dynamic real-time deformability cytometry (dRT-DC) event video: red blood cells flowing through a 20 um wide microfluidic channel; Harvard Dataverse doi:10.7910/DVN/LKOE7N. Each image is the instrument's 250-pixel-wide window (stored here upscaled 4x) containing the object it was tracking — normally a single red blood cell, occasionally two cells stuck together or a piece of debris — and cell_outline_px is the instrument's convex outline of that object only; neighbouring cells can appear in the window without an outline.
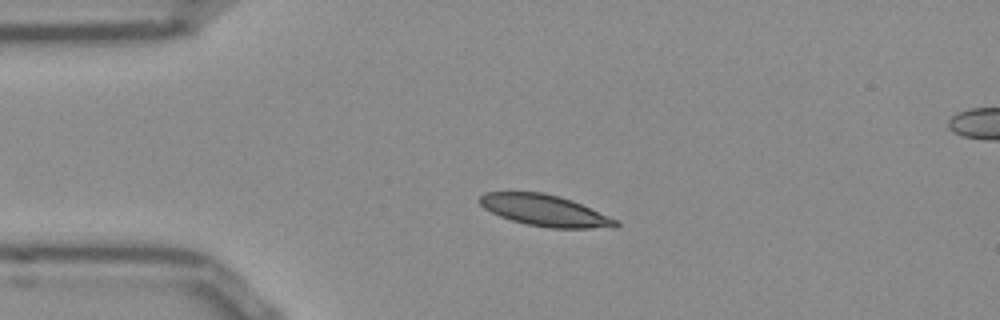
{"species": "Egyptian fruit bat (a non-hibernating species)", "species_latin": "Rousettus aegyptiacus", "temperature_condition": "room temperature", "stored_images_in_passage": 43, "segment_of_instrument_passage": [1, 2], "camera_frame_rate_fps": 3000, "um_per_image_px": 0.085, "frame": {"image": 1, "passage_image": 1, "time_ms": 0.0, "image_size_px": [1000, 320], "cell_outline_px": [[620, 224], [616, 228], [552, 228], [528, 224], [512, 220], [500, 216], [484, 208], [476, 200], [484, 192], [544, 192], [560, 196], [572, 200], [616, 220]], "centroid_in_image_um": [46.28, 17.88], "position_along_channel_um": 38.7, "area_um2": 24.68}}
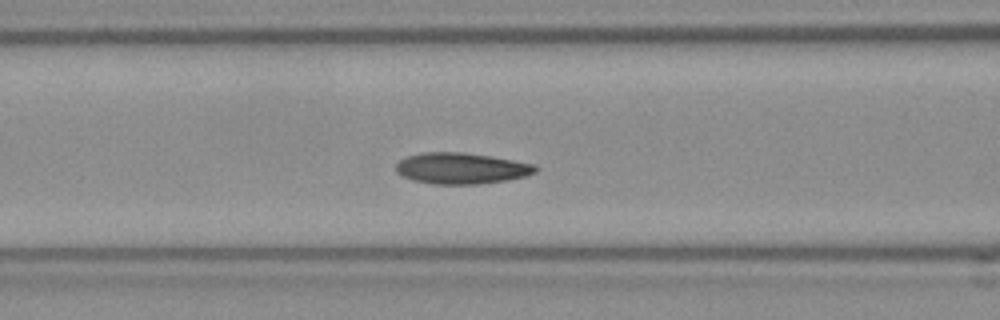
{"frame": {"image": 2, "passage_image": 10, "time_ms": 3.0, "image_size_px": [1000, 320], "cell_outline_px": [[536, 172], [524, 176], [504, 180], [480, 184], [432, 184], [412, 180], [396, 172], [396, 164], [400, 160], [408, 156], [420, 152], [464, 152], [492, 156], [532, 164], [536, 168]], "centroid_in_image_um": [39.16, 14.3], "position_along_channel_um": 127.4, "area_um2": 25.14}}
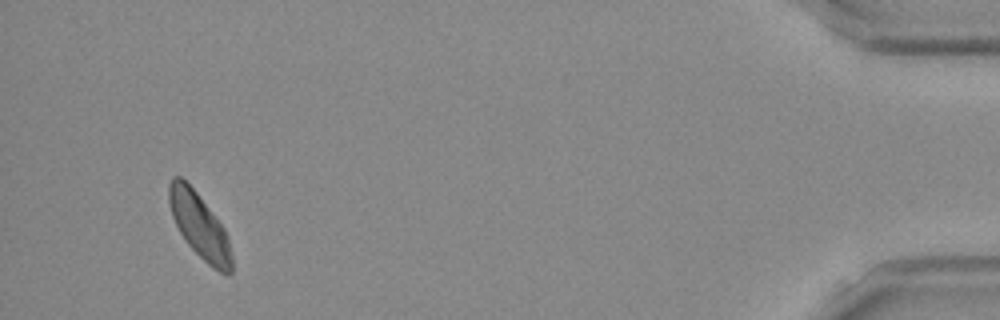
{"frame": {"image": 3, "passage_image": 39, "time_ms": 12.667, "image_size_px": [1000, 320], "cell_outline_px": [[232, 272], [228, 276], [212, 268], [188, 244], [180, 232], [172, 216], [168, 200], [168, 184], [172, 176], [180, 176], [196, 192], [224, 228], [228, 236], [232, 256]], "centroid_in_image_um": [16.96, 19.2], "position_along_channel_um": 418.2, "area_um2": 23.52}}